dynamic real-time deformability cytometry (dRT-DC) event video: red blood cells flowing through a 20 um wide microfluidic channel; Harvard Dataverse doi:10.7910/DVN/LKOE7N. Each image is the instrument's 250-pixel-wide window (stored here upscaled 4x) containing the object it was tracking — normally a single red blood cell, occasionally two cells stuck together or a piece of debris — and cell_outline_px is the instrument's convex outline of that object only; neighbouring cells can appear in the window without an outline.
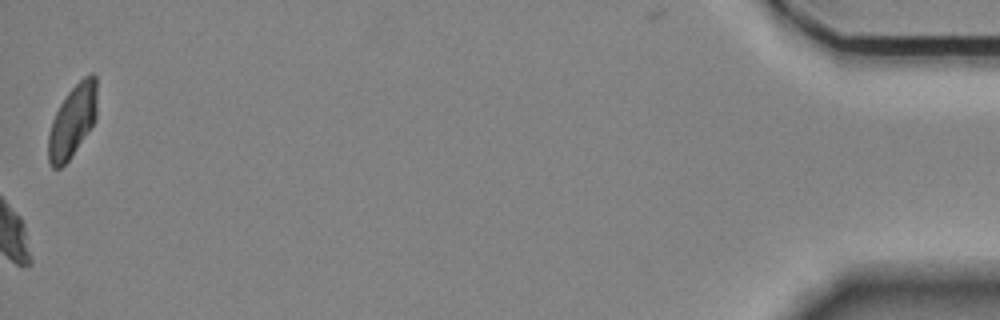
{"species": "Egyptian fruit bat (a non-hibernating species)", "species_latin": "Rousettus aegyptiacus", "temperature_condition": "room temperature", "stored_images_in_passage": 57, "camera_frame_rate_fps": 3000, "um_per_image_px": 0.085, "animal": {"sex": "female"}, "frame": {"image": 1, "passage_image": 57, "time_ms": 18.667, "image_size_px": [1000, 320], "cell_outline_px": [[96, 120], [68, 160], [60, 168], [52, 168], [48, 160], [48, 132], [52, 120], [60, 104], [68, 92], [88, 72], [92, 72], [96, 76]], "centroid_in_image_um": [6.15, 10.27], "position_along_channel_um": 429.0, "area_um2": 20.4}, "authors_computed_cell_mechanics": {"area_um2": 25.4898, "velocity_mm_per_s": 3.4949, "shape_relaxation_time_tau1_ms": 4.4102, "shape_relaxation_time_tau2_ms": 3.5211, "deformation_change_tau1": 0.1261, "deformation_change_tau2": 0.0895}}